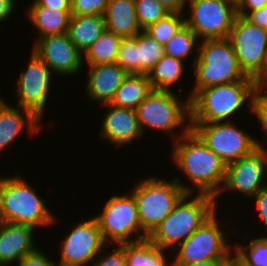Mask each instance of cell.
Listing matches in <instances>:
<instances>
[{"label":"cell","mask_w":267,"mask_h":266,"mask_svg":"<svg viewBox=\"0 0 267 266\" xmlns=\"http://www.w3.org/2000/svg\"><path fill=\"white\" fill-rule=\"evenodd\" d=\"M27 19L35 26L38 38L48 35L64 34L68 32L71 11H55L40 6L35 0L26 9Z\"/></svg>","instance_id":"22"},{"label":"cell","mask_w":267,"mask_h":266,"mask_svg":"<svg viewBox=\"0 0 267 266\" xmlns=\"http://www.w3.org/2000/svg\"><path fill=\"white\" fill-rule=\"evenodd\" d=\"M108 31L122 37H134L141 30L135 10L134 0H109L105 13Z\"/></svg>","instance_id":"21"},{"label":"cell","mask_w":267,"mask_h":266,"mask_svg":"<svg viewBox=\"0 0 267 266\" xmlns=\"http://www.w3.org/2000/svg\"><path fill=\"white\" fill-rule=\"evenodd\" d=\"M244 18L250 23L267 30V5L260 9L248 12Z\"/></svg>","instance_id":"40"},{"label":"cell","mask_w":267,"mask_h":266,"mask_svg":"<svg viewBox=\"0 0 267 266\" xmlns=\"http://www.w3.org/2000/svg\"><path fill=\"white\" fill-rule=\"evenodd\" d=\"M227 266H243L234 257L227 263Z\"/></svg>","instance_id":"46"},{"label":"cell","mask_w":267,"mask_h":266,"mask_svg":"<svg viewBox=\"0 0 267 266\" xmlns=\"http://www.w3.org/2000/svg\"><path fill=\"white\" fill-rule=\"evenodd\" d=\"M185 13L171 12L144 31L164 46L185 24Z\"/></svg>","instance_id":"31"},{"label":"cell","mask_w":267,"mask_h":266,"mask_svg":"<svg viewBox=\"0 0 267 266\" xmlns=\"http://www.w3.org/2000/svg\"><path fill=\"white\" fill-rule=\"evenodd\" d=\"M29 57L26 69L21 70L16 80V106L29 110L41 121L49 101L53 76L51 70L36 54L31 52Z\"/></svg>","instance_id":"13"},{"label":"cell","mask_w":267,"mask_h":266,"mask_svg":"<svg viewBox=\"0 0 267 266\" xmlns=\"http://www.w3.org/2000/svg\"><path fill=\"white\" fill-rule=\"evenodd\" d=\"M173 145L171 159L191 183L174 179L187 194L198 191L216 198L223 188L227 165L192 130L173 141Z\"/></svg>","instance_id":"1"},{"label":"cell","mask_w":267,"mask_h":266,"mask_svg":"<svg viewBox=\"0 0 267 266\" xmlns=\"http://www.w3.org/2000/svg\"><path fill=\"white\" fill-rule=\"evenodd\" d=\"M16 0H0V23L8 20L15 10Z\"/></svg>","instance_id":"42"},{"label":"cell","mask_w":267,"mask_h":266,"mask_svg":"<svg viewBox=\"0 0 267 266\" xmlns=\"http://www.w3.org/2000/svg\"><path fill=\"white\" fill-rule=\"evenodd\" d=\"M252 114L258 119V125L260 124L263 133L266 134L265 141L267 142V90H256L255 99L252 108Z\"/></svg>","instance_id":"36"},{"label":"cell","mask_w":267,"mask_h":266,"mask_svg":"<svg viewBox=\"0 0 267 266\" xmlns=\"http://www.w3.org/2000/svg\"><path fill=\"white\" fill-rule=\"evenodd\" d=\"M138 24L141 30L166 17L170 10L157 0H134Z\"/></svg>","instance_id":"32"},{"label":"cell","mask_w":267,"mask_h":266,"mask_svg":"<svg viewBox=\"0 0 267 266\" xmlns=\"http://www.w3.org/2000/svg\"><path fill=\"white\" fill-rule=\"evenodd\" d=\"M195 194L186 193L147 237L157 247L169 249V255L170 250L173 252L217 211L216 198L207 194Z\"/></svg>","instance_id":"4"},{"label":"cell","mask_w":267,"mask_h":266,"mask_svg":"<svg viewBox=\"0 0 267 266\" xmlns=\"http://www.w3.org/2000/svg\"><path fill=\"white\" fill-rule=\"evenodd\" d=\"M185 65L183 60L164 54L147 74L153 90H172L171 87L183 79Z\"/></svg>","instance_id":"26"},{"label":"cell","mask_w":267,"mask_h":266,"mask_svg":"<svg viewBox=\"0 0 267 266\" xmlns=\"http://www.w3.org/2000/svg\"><path fill=\"white\" fill-rule=\"evenodd\" d=\"M36 229L30 225L0 221V263L10 266L35 251Z\"/></svg>","instance_id":"20"},{"label":"cell","mask_w":267,"mask_h":266,"mask_svg":"<svg viewBox=\"0 0 267 266\" xmlns=\"http://www.w3.org/2000/svg\"><path fill=\"white\" fill-rule=\"evenodd\" d=\"M135 41L138 47V74L147 75L165 54L164 46L144 30L135 36Z\"/></svg>","instance_id":"29"},{"label":"cell","mask_w":267,"mask_h":266,"mask_svg":"<svg viewBox=\"0 0 267 266\" xmlns=\"http://www.w3.org/2000/svg\"><path fill=\"white\" fill-rule=\"evenodd\" d=\"M109 0H71V13L77 16L104 15Z\"/></svg>","instance_id":"35"},{"label":"cell","mask_w":267,"mask_h":266,"mask_svg":"<svg viewBox=\"0 0 267 266\" xmlns=\"http://www.w3.org/2000/svg\"><path fill=\"white\" fill-rule=\"evenodd\" d=\"M217 213L216 211L189 238L182 242L174 250V253H171L174 255L172 256L174 259L170 257L173 260L172 263H196L233 258L234 246L230 244V238H226L228 232L223 231Z\"/></svg>","instance_id":"10"},{"label":"cell","mask_w":267,"mask_h":266,"mask_svg":"<svg viewBox=\"0 0 267 266\" xmlns=\"http://www.w3.org/2000/svg\"><path fill=\"white\" fill-rule=\"evenodd\" d=\"M228 39L241 70L256 80L267 63V30L237 15Z\"/></svg>","instance_id":"12"},{"label":"cell","mask_w":267,"mask_h":266,"mask_svg":"<svg viewBox=\"0 0 267 266\" xmlns=\"http://www.w3.org/2000/svg\"><path fill=\"white\" fill-rule=\"evenodd\" d=\"M16 264H18L17 266H58L55 260H52L50 256L38 248L26 254Z\"/></svg>","instance_id":"37"},{"label":"cell","mask_w":267,"mask_h":266,"mask_svg":"<svg viewBox=\"0 0 267 266\" xmlns=\"http://www.w3.org/2000/svg\"><path fill=\"white\" fill-rule=\"evenodd\" d=\"M152 91L147 75L128 74L110 104L135 110Z\"/></svg>","instance_id":"24"},{"label":"cell","mask_w":267,"mask_h":266,"mask_svg":"<svg viewBox=\"0 0 267 266\" xmlns=\"http://www.w3.org/2000/svg\"><path fill=\"white\" fill-rule=\"evenodd\" d=\"M200 39L186 24L164 45L165 55L185 59L194 53L199 52Z\"/></svg>","instance_id":"30"},{"label":"cell","mask_w":267,"mask_h":266,"mask_svg":"<svg viewBox=\"0 0 267 266\" xmlns=\"http://www.w3.org/2000/svg\"><path fill=\"white\" fill-rule=\"evenodd\" d=\"M40 6L57 11H71V0H35Z\"/></svg>","instance_id":"41"},{"label":"cell","mask_w":267,"mask_h":266,"mask_svg":"<svg viewBox=\"0 0 267 266\" xmlns=\"http://www.w3.org/2000/svg\"><path fill=\"white\" fill-rule=\"evenodd\" d=\"M85 94L89 101L109 104L116 91L128 76V72L117 63L88 65Z\"/></svg>","instance_id":"18"},{"label":"cell","mask_w":267,"mask_h":266,"mask_svg":"<svg viewBox=\"0 0 267 266\" xmlns=\"http://www.w3.org/2000/svg\"><path fill=\"white\" fill-rule=\"evenodd\" d=\"M133 185L130 193L136 202L142 233L147 238L186 192L174 178L168 181L156 175L147 176Z\"/></svg>","instance_id":"7"},{"label":"cell","mask_w":267,"mask_h":266,"mask_svg":"<svg viewBox=\"0 0 267 266\" xmlns=\"http://www.w3.org/2000/svg\"><path fill=\"white\" fill-rule=\"evenodd\" d=\"M187 7L185 24L199 39L229 37L237 17L236 0H190Z\"/></svg>","instance_id":"11"},{"label":"cell","mask_w":267,"mask_h":266,"mask_svg":"<svg viewBox=\"0 0 267 266\" xmlns=\"http://www.w3.org/2000/svg\"><path fill=\"white\" fill-rule=\"evenodd\" d=\"M0 96V155L8 146L12 145L22 132L38 134L42 129V122L29 110L19 106H12ZM41 122V123H40ZM25 130V131H23ZM38 132V133H37Z\"/></svg>","instance_id":"19"},{"label":"cell","mask_w":267,"mask_h":266,"mask_svg":"<svg viewBox=\"0 0 267 266\" xmlns=\"http://www.w3.org/2000/svg\"><path fill=\"white\" fill-rule=\"evenodd\" d=\"M266 168L267 149L259 148L252 154L227 164L225 182L216 197V207L218 208L219 206L217 199L227 191L235 192L234 194H242L246 198L249 197V199L253 200L252 197L267 186V181H265V177H267Z\"/></svg>","instance_id":"15"},{"label":"cell","mask_w":267,"mask_h":266,"mask_svg":"<svg viewBox=\"0 0 267 266\" xmlns=\"http://www.w3.org/2000/svg\"><path fill=\"white\" fill-rule=\"evenodd\" d=\"M167 252L148 238L125 243L126 266H172L165 256Z\"/></svg>","instance_id":"25"},{"label":"cell","mask_w":267,"mask_h":266,"mask_svg":"<svg viewBox=\"0 0 267 266\" xmlns=\"http://www.w3.org/2000/svg\"><path fill=\"white\" fill-rule=\"evenodd\" d=\"M107 112L104 113L99 136L116 147L132 144L143 137L140 129L136 110L117 107L112 104H104Z\"/></svg>","instance_id":"17"},{"label":"cell","mask_w":267,"mask_h":266,"mask_svg":"<svg viewBox=\"0 0 267 266\" xmlns=\"http://www.w3.org/2000/svg\"><path fill=\"white\" fill-rule=\"evenodd\" d=\"M162 5H164L171 12H182L185 13L184 10L187 6L186 3L190 0H157Z\"/></svg>","instance_id":"43"},{"label":"cell","mask_w":267,"mask_h":266,"mask_svg":"<svg viewBox=\"0 0 267 266\" xmlns=\"http://www.w3.org/2000/svg\"><path fill=\"white\" fill-rule=\"evenodd\" d=\"M105 30L104 15H72L67 34L78 50L84 54Z\"/></svg>","instance_id":"23"},{"label":"cell","mask_w":267,"mask_h":266,"mask_svg":"<svg viewBox=\"0 0 267 266\" xmlns=\"http://www.w3.org/2000/svg\"><path fill=\"white\" fill-rule=\"evenodd\" d=\"M174 90H153L143 102L135 109L140 129L154 130L164 134L172 133L175 129L182 128L176 133L177 139L191 130L190 124V98H178ZM183 100V101H181ZM181 127V128H180Z\"/></svg>","instance_id":"6"},{"label":"cell","mask_w":267,"mask_h":266,"mask_svg":"<svg viewBox=\"0 0 267 266\" xmlns=\"http://www.w3.org/2000/svg\"><path fill=\"white\" fill-rule=\"evenodd\" d=\"M259 236V237H258ZM251 238L249 242L234 245L233 257L243 266H267V235ZM240 243V244H239Z\"/></svg>","instance_id":"28"},{"label":"cell","mask_w":267,"mask_h":266,"mask_svg":"<svg viewBox=\"0 0 267 266\" xmlns=\"http://www.w3.org/2000/svg\"><path fill=\"white\" fill-rule=\"evenodd\" d=\"M20 172L0 176V221L26 224L39 229L57 224L55 215Z\"/></svg>","instance_id":"3"},{"label":"cell","mask_w":267,"mask_h":266,"mask_svg":"<svg viewBox=\"0 0 267 266\" xmlns=\"http://www.w3.org/2000/svg\"><path fill=\"white\" fill-rule=\"evenodd\" d=\"M121 40L122 37L106 29L83 54V63L84 61L87 65L116 63Z\"/></svg>","instance_id":"27"},{"label":"cell","mask_w":267,"mask_h":266,"mask_svg":"<svg viewBox=\"0 0 267 266\" xmlns=\"http://www.w3.org/2000/svg\"><path fill=\"white\" fill-rule=\"evenodd\" d=\"M58 266H87V265H69V264H58Z\"/></svg>","instance_id":"47"},{"label":"cell","mask_w":267,"mask_h":266,"mask_svg":"<svg viewBox=\"0 0 267 266\" xmlns=\"http://www.w3.org/2000/svg\"><path fill=\"white\" fill-rule=\"evenodd\" d=\"M105 202L102 212L93 217L107 244H122L146 239L142 233L136 202L131 193L127 195L115 193Z\"/></svg>","instance_id":"9"},{"label":"cell","mask_w":267,"mask_h":266,"mask_svg":"<svg viewBox=\"0 0 267 266\" xmlns=\"http://www.w3.org/2000/svg\"><path fill=\"white\" fill-rule=\"evenodd\" d=\"M116 63L129 74H138V47L135 36L122 38Z\"/></svg>","instance_id":"33"},{"label":"cell","mask_w":267,"mask_h":266,"mask_svg":"<svg viewBox=\"0 0 267 266\" xmlns=\"http://www.w3.org/2000/svg\"><path fill=\"white\" fill-rule=\"evenodd\" d=\"M60 259L57 264L90 266L101 250L107 245L96 219L81 218L78 224L61 240Z\"/></svg>","instance_id":"14"},{"label":"cell","mask_w":267,"mask_h":266,"mask_svg":"<svg viewBox=\"0 0 267 266\" xmlns=\"http://www.w3.org/2000/svg\"><path fill=\"white\" fill-rule=\"evenodd\" d=\"M0 266H10V265H7V264H1V263H0Z\"/></svg>","instance_id":"48"},{"label":"cell","mask_w":267,"mask_h":266,"mask_svg":"<svg viewBox=\"0 0 267 266\" xmlns=\"http://www.w3.org/2000/svg\"><path fill=\"white\" fill-rule=\"evenodd\" d=\"M255 202V206L258 217H260V221L264 225L263 229H265L267 235V186L262 188L256 195L252 197Z\"/></svg>","instance_id":"38"},{"label":"cell","mask_w":267,"mask_h":266,"mask_svg":"<svg viewBox=\"0 0 267 266\" xmlns=\"http://www.w3.org/2000/svg\"><path fill=\"white\" fill-rule=\"evenodd\" d=\"M230 260H207L196 263H172V266H227Z\"/></svg>","instance_id":"44"},{"label":"cell","mask_w":267,"mask_h":266,"mask_svg":"<svg viewBox=\"0 0 267 266\" xmlns=\"http://www.w3.org/2000/svg\"><path fill=\"white\" fill-rule=\"evenodd\" d=\"M191 130L226 165L252 154L256 149H267L261 140L243 131L235 122L190 123Z\"/></svg>","instance_id":"8"},{"label":"cell","mask_w":267,"mask_h":266,"mask_svg":"<svg viewBox=\"0 0 267 266\" xmlns=\"http://www.w3.org/2000/svg\"><path fill=\"white\" fill-rule=\"evenodd\" d=\"M255 91V80L248 76L241 81L201 89L190 99V123L231 121L243 105H249L252 113Z\"/></svg>","instance_id":"2"},{"label":"cell","mask_w":267,"mask_h":266,"mask_svg":"<svg viewBox=\"0 0 267 266\" xmlns=\"http://www.w3.org/2000/svg\"><path fill=\"white\" fill-rule=\"evenodd\" d=\"M114 245L115 247L111 246L112 251H107L106 249L110 246L107 244L90 266H126L125 243Z\"/></svg>","instance_id":"34"},{"label":"cell","mask_w":267,"mask_h":266,"mask_svg":"<svg viewBox=\"0 0 267 266\" xmlns=\"http://www.w3.org/2000/svg\"><path fill=\"white\" fill-rule=\"evenodd\" d=\"M267 5V0H236L237 15L245 16L248 12Z\"/></svg>","instance_id":"39"},{"label":"cell","mask_w":267,"mask_h":266,"mask_svg":"<svg viewBox=\"0 0 267 266\" xmlns=\"http://www.w3.org/2000/svg\"><path fill=\"white\" fill-rule=\"evenodd\" d=\"M194 56L190 57L193 59L191 69L195 77L192 91L187 94L190 99L201 89L241 81L247 77L239 66L228 38L201 40L199 52Z\"/></svg>","instance_id":"5"},{"label":"cell","mask_w":267,"mask_h":266,"mask_svg":"<svg viewBox=\"0 0 267 266\" xmlns=\"http://www.w3.org/2000/svg\"><path fill=\"white\" fill-rule=\"evenodd\" d=\"M256 90H267V63L264 71L255 80Z\"/></svg>","instance_id":"45"},{"label":"cell","mask_w":267,"mask_h":266,"mask_svg":"<svg viewBox=\"0 0 267 266\" xmlns=\"http://www.w3.org/2000/svg\"><path fill=\"white\" fill-rule=\"evenodd\" d=\"M32 52L61 77L77 75L83 67V54L67 33L48 35L34 41Z\"/></svg>","instance_id":"16"}]
</instances>
